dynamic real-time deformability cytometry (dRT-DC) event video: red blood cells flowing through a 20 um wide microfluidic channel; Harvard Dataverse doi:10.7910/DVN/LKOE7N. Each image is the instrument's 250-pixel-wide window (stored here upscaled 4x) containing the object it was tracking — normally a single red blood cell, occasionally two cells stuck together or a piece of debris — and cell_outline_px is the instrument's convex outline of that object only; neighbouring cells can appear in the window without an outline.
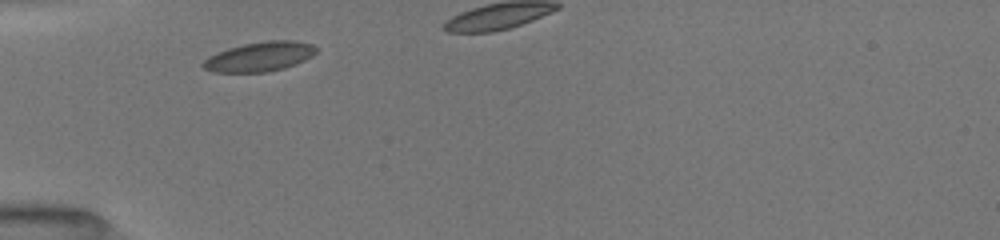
{"species": "common noctule bat (a hibernating species)", "species_latin": "Nyctalus noctula", "temperature_condition": "room temperature", "stored_images_in_passage": 4, "camera_frame_rate_fps": 3000, "um_per_image_px": 0.085, "animal": {"sex": "female", "body_mass_g": 19.5, "forearm_length_mm": 54.1}, "frame": {"image": 1, "passage_image": 1, "time_ms": 0.0, "image_size_px": [1000, 240], "cell_outline_px": [[320, 48], [312, 56], [296, 64], [284, 68], [268, 72], [212, 72], [204, 68], [200, 64], [208, 56], [228, 48], [244, 44], [268, 40], [292, 40], [312, 44]], "centroid_in_image_um": [22.08, 4.81], "position_along_channel_um": 62.9, "area_um2": 19.59}}
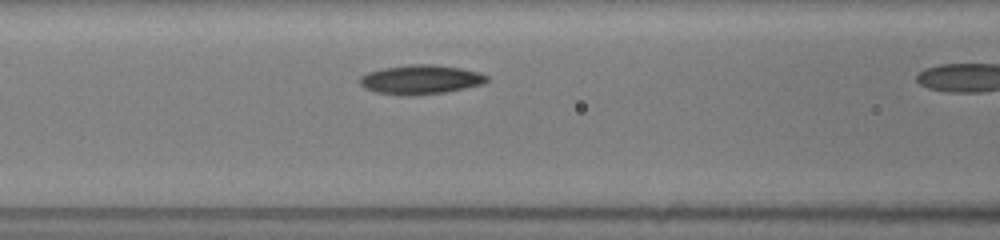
{"frame": {"image": 2, "passage_image": 3, "time_ms": 0.667, "image_size_px": [1000, 240], "cell_outline_px": [[488, 80], [484, 84], [444, 92], [408, 96], [400, 96], [376, 92], [364, 88], [360, 84], [360, 76], [368, 72], [384, 68], [408, 64], [432, 64], [460, 68], [480, 72], [488, 76]], "centroid_in_image_um": [35.74, 6.76], "position_along_channel_um": 130.9, "area_um2": 21.73}}